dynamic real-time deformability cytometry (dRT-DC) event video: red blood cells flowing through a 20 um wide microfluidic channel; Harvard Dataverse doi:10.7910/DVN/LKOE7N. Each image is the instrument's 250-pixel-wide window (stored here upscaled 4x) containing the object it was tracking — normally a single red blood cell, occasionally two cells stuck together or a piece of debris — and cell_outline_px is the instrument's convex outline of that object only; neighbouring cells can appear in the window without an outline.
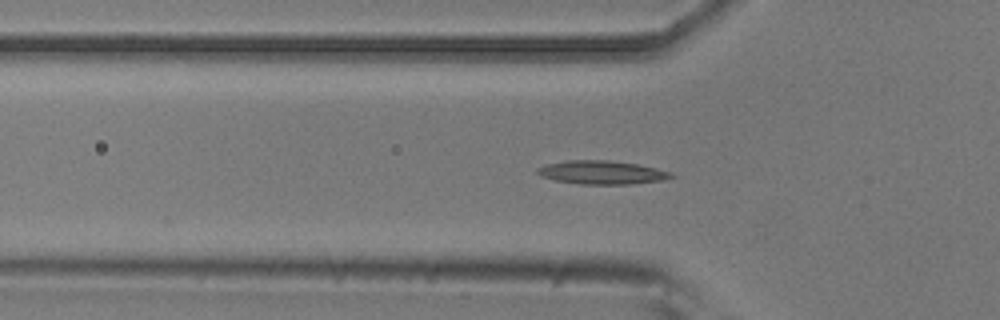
{"species": "common noctule bat (a hibernating species)", "species_latin": "Nyctalus noctula", "temperature_condition": "room temperature", "stored_images_in_passage": 5, "camera_frame_rate_fps": 3000, "um_per_image_px": 0.085, "animal": {"sex": "male", "body_mass_g": 20.5, "forearm_length_mm": 52.5}, "frame": {"image": 1, "passage_image": 4, "time_ms": 4.333, "image_size_px": [1000, 320], "cell_outline_px": [[676, 176], [660, 180], [628, 184], [580, 184], [556, 180], [540, 176], [536, 172], [536, 168], [548, 164], [568, 160], [608, 160], [636, 164], [656, 168], [672, 172]], "centroid_in_image_um": [51.14, 14.65], "position_along_channel_um": 74.7, "area_um2": 18.15}}